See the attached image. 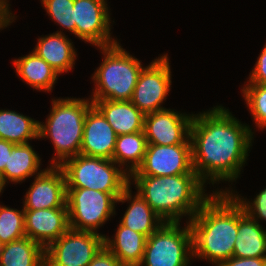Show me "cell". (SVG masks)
Masks as SVG:
<instances>
[{
  "label": "cell",
  "instance_id": "cell-1",
  "mask_svg": "<svg viewBox=\"0 0 266 266\" xmlns=\"http://www.w3.org/2000/svg\"><path fill=\"white\" fill-rule=\"evenodd\" d=\"M252 128L229 109L216 105L194 114L190 126L193 171L205 184L234 182L247 163L254 139Z\"/></svg>",
  "mask_w": 266,
  "mask_h": 266
},
{
  "label": "cell",
  "instance_id": "cell-2",
  "mask_svg": "<svg viewBox=\"0 0 266 266\" xmlns=\"http://www.w3.org/2000/svg\"><path fill=\"white\" fill-rule=\"evenodd\" d=\"M239 203L229 192H214L188 221L193 257L219 266L233 256L238 234Z\"/></svg>",
  "mask_w": 266,
  "mask_h": 266
},
{
  "label": "cell",
  "instance_id": "cell-3",
  "mask_svg": "<svg viewBox=\"0 0 266 266\" xmlns=\"http://www.w3.org/2000/svg\"><path fill=\"white\" fill-rule=\"evenodd\" d=\"M131 184L164 222H181L183 216H188L190 221L210 196L205 193L206 186L195 172L173 176H129Z\"/></svg>",
  "mask_w": 266,
  "mask_h": 266
},
{
  "label": "cell",
  "instance_id": "cell-4",
  "mask_svg": "<svg viewBox=\"0 0 266 266\" xmlns=\"http://www.w3.org/2000/svg\"><path fill=\"white\" fill-rule=\"evenodd\" d=\"M52 109L46 122H39V139H50L55 153L51 166H60L65 160L80 154L84 120L93 105L90 98L52 99Z\"/></svg>",
  "mask_w": 266,
  "mask_h": 266
},
{
  "label": "cell",
  "instance_id": "cell-5",
  "mask_svg": "<svg viewBox=\"0 0 266 266\" xmlns=\"http://www.w3.org/2000/svg\"><path fill=\"white\" fill-rule=\"evenodd\" d=\"M98 49L104 58L91 77L95 87L90 99L131 101L144 68L141 60L130 55L119 42Z\"/></svg>",
  "mask_w": 266,
  "mask_h": 266
},
{
  "label": "cell",
  "instance_id": "cell-6",
  "mask_svg": "<svg viewBox=\"0 0 266 266\" xmlns=\"http://www.w3.org/2000/svg\"><path fill=\"white\" fill-rule=\"evenodd\" d=\"M66 188H88L109 194H122L129 186V175L113 160L78 154L59 166Z\"/></svg>",
  "mask_w": 266,
  "mask_h": 266
},
{
  "label": "cell",
  "instance_id": "cell-7",
  "mask_svg": "<svg viewBox=\"0 0 266 266\" xmlns=\"http://www.w3.org/2000/svg\"><path fill=\"white\" fill-rule=\"evenodd\" d=\"M164 222L146 241L140 266H188L193 258L192 232L188 221Z\"/></svg>",
  "mask_w": 266,
  "mask_h": 266
},
{
  "label": "cell",
  "instance_id": "cell-8",
  "mask_svg": "<svg viewBox=\"0 0 266 266\" xmlns=\"http://www.w3.org/2000/svg\"><path fill=\"white\" fill-rule=\"evenodd\" d=\"M69 227L78 231L98 233L115 215L117 199L121 194H109L88 188H66Z\"/></svg>",
  "mask_w": 266,
  "mask_h": 266
},
{
  "label": "cell",
  "instance_id": "cell-9",
  "mask_svg": "<svg viewBox=\"0 0 266 266\" xmlns=\"http://www.w3.org/2000/svg\"><path fill=\"white\" fill-rule=\"evenodd\" d=\"M104 236L70 228L45 249V266H87L104 247Z\"/></svg>",
  "mask_w": 266,
  "mask_h": 266
},
{
  "label": "cell",
  "instance_id": "cell-10",
  "mask_svg": "<svg viewBox=\"0 0 266 266\" xmlns=\"http://www.w3.org/2000/svg\"><path fill=\"white\" fill-rule=\"evenodd\" d=\"M168 54L156 57L139 74L131 102L145 115L166 109L162 106L171 89Z\"/></svg>",
  "mask_w": 266,
  "mask_h": 266
},
{
  "label": "cell",
  "instance_id": "cell-11",
  "mask_svg": "<svg viewBox=\"0 0 266 266\" xmlns=\"http://www.w3.org/2000/svg\"><path fill=\"white\" fill-rule=\"evenodd\" d=\"M75 36L96 47L118 41L111 35V18L107 0H74Z\"/></svg>",
  "mask_w": 266,
  "mask_h": 266
},
{
  "label": "cell",
  "instance_id": "cell-12",
  "mask_svg": "<svg viewBox=\"0 0 266 266\" xmlns=\"http://www.w3.org/2000/svg\"><path fill=\"white\" fill-rule=\"evenodd\" d=\"M193 171L191 144H147L140 167L130 176H173Z\"/></svg>",
  "mask_w": 266,
  "mask_h": 266
},
{
  "label": "cell",
  "instance_id": "cell-13",
  "mask_svg": "<svg viewBox=\"0 0 266 266\" xmlns=\"http://www.w3.org/2000/svg\"><path fill=\"white\" fill-rule=\"evenodd\" d=\"M194 114L163 109L145 114L143 131L147 144H191L190 126Z\"/></svg>",
  "mask_w": 266,
  "mask_h": 266
},
{
  "label": "cell",
  "instance_id": "cell-14",
  "mask_svg": "<svg viewBox=\"0 0 266 266\" xmlns=\"http://www.w3.org/2000/svg\"><path fill=\"white\" fill-rule=\"evenodd\" d=\"M66 181L59 166H51L39 175L28 188L23 200L24 210H39L46 208H67Z\"/></svg>",
  "mask_w": 266,
  "mask_h": 266
},
{
  "label": "cell",
  "instance_id": "cell-15",
  "mask_svg": "<svg viewBox=\"0 0 266 266\" xmlns=\"http://www.w3.org/2000/svg\"><path fill=\"white\" fill-rule=\"evenodd\" d=\"M24 220L26 237L44 249L70 229L68 208L24 210Z\"/></svg>",
  "mask_w": 266,
  "mask_h": 266
},
{
  "label": "cell",
  "instance_id": "cell-16",
  "mask_svg": "<svg viewBox=\"0 0 266 266\" xmlns=\"http://www.w3.org/2000/svg\"><path fill=\"white\" fill-rule=\"evenodd\" d=\"M117 134L102 115L92 105L84 120L83 140L80 154L89 157L111 159L115 150Z\"/></svg>",
  "mask_w": 266,
  "mask_h": 266
},
{
  "label": "cell",
  "instance_id": "cell-17",
  "mask_svg": "<svg viewBox=\"0 0 266 266\" xmlns=\"http://www.w3.org/2000/svg\"><path fill=\"white\" fill-rule=\"evenodd\" d=\"M33 51L44 59L59 75L71 71L77 58L71 39L61 30L37 39Z\"/></svg>",
  "mask_w": 266,
  "mask_h": 266
},
{
  "label": "cell",
  "instance_id": "cell-18",
  "mask_svg": "<svg viewBox=\"0 0 266 266\" xmlns=\"http://www.w3.org/2000/svg\"><path fill=\"white\" fill-rule=\"evenodd\" d=\"M117 136L143 131L144 114L131 101L91 100Z\"/></svg>",
  "mask_w": 266,
  "mask_h": 266
},
{
  "label": "cell",
  "instance_id": "cell-19",
  "mask_svg": "<svg viewBox=\"0 0 266 266\" xmlns=\"http://www.w3.org/2000/svg\"><path fill=\"white\" fill-rule=\"evenodd\" d=\"M131 192V185H129L117 199V203L123 204L127 201L129 203L120 223L148 238L164 221L138 193L133 196Z\"/></svg>",
  "mask_w": 266,
  "mask_h": 266
},
{
  "label": "cell",
  "instance_id": "cell-20",
  "mask_svg": "<svg viewBox=\"0 0 266 266\" xmlns=\"http://www.w3.org/2000/svg\"><path fill=\"white\" fill-rule=\"evenodd\" d=\"M233 257L266 258V229L251 219L239 204V222Z\"/></svg>",
  "mask_w": 266,
  "mask_h": 266
},
{
  "label": "cell",
  "instance_id": "cell-21",
  "mask_svg": "<svg viewBox=\"0 0 266 266\" xmlns=\"http://www.w3.org/2000/svg\"><path fill=\"white\" fill-rule=\"evenodd\" d=\"M117 226L113 239L104 236V246L123 266H140L147 237L123 226L120 222Z\"/></svg>",
  "mask_w": 266,
  "mask_h": 266
},
{
  "label": "cell",
  "instance_id": "cell-22",
  "mask_svg": "<svg viewBox=\"0 0 266 266\" xmlns=\"http://www.w3.org/2000/svg\"><path fill=\"white\" fill-rule=\"evenodd\" d=\"M17 75L35 90L48 92L56 84L59 74L34 51L13 60Z\"/></svg>",
  "mask_w": 266,
  "mask_h": 266
},
{
  "label": "cell",
  "instance_id": "cell-23",
  "mask_svg": "<svg viewBox=\"0 0 266 266\" xmlns=\"http://www.w3.org/2000/svg\"><path fill=\"white\" fill-rule=\"evenodd\" d=\"M41 163L40 156L30 143L16 144L9 155L8 165L1 173L5 186L9 181L13 184L22 183L27 178L41 174L45 170H41Z\"/></svg>",
  "mask_w": 266,
  "mask_h": 266
},
{
  "label": "cell",
  "instance_id": "cell-24",
  "mask_svg": "<svg viewBox=\"0 0 266 266\" xmlns=\"http://www.w3.org/2000/svg\"><path fill=\"white\" fill-rule=\"evenodd\" d=\"M0 266H45V249L25 236L2 245Z\"/></svg>",
  "mask_w": 266,
  "mask_h": 266
},
{
  "label": "cell",
  "instance_id": "cell-25",
  "mask_svg": "<svg viewBox=\"0 0 266 266\" xmlns=\"http://www.w3.org/2000/svg\"><path fill=\"white\" fill-rule=\"evenodd\" d=\"M39 120L13 110H0V139L14 144H27L39 139Z\"/></svg>",
  "mask_w": 266,
  "mask_h": 266
},
{
  "label": "cell",
  "instance_id": "cell-26",
  "mask_svg": "<svg viewBox=\"0 0 266 266\" xmlns=\"http://www.w3.org/2000/svg\"><path fill=\"white\" fill-rule=\"evenodd\" d=\"M146 148L147 140L144 131L119 135L112 160L130 176L142 164Z\"/></svg>",
  "mask_w": 266,
  "mask_h": 266
},
{
  "label": "cell",
  "instance_id": "cell-27",
  "mask_svg": "<svg viewBox=\"0 0 266 266\" xmlns=\"http://www.w3.org/2000/svg\"><path fill=\"white\" fill-rule=\"evenodd\" d=\"M24 208L18 210L0 204V243L22 239L25 234Z\"/></svg>",
  "mask_w": 266,
  "mask_h": 266
},
{
  "label": "cell",
  "instance_id": "cell-28",
  "mask_svg": "<svg viewBox=\"0 0 266 266\" xmlns=\"http://www.w3.org/2000/svg\"><path fill=\"white\" fill-rule=\"evenodd\" d=\"M246 107L258 129L266 128V85L247 83L241 89Z\"/></svg>",
  "mask_w": 266,
  "mask_h": 266
},
{
  "label": "cell",
  "instance_id": "cell-29",
  "mask_svg": "<svg viewBox=\"0 0 266 266\" xmlns=\"http://www.w3.org/2000/svg\"><path fill=\"white\" fill-rule=\"evenodd\" d=\"M50 18L75 35L74 0H40Z\"/></svg>",
  "mask_w": 266,
  "mask_h": 266
},
{
  "label": "cell",
  "instance_id": "cell-30",
  "mask_svg": "<svg viewBox=\"0 0 266 266\" xmlns=\"http://www.w3.org/2000/svg\"><path fill=\"white\" fill-rule=\"evenodd\" d=\"M226 189H216L215 192H229L237 202L242 206L244 212L251 218L259 223L260 220L266 221V188L259 192L253 200H247L239 196L237 191L230 190L228 187ZM233 192V193H232ZM235 192V193H234ZM237 193V194H236Z\"/></svg>",
  "mask_w": 266,
  "mask_h": 266
},
{
  "label": "cell",
  "instance_id": "cell-31",
  "mask_svg": "<svg viewBox=\"0 0 266 266\" xmlns=\"http://www.w3.org/2000/svg\"><path fill=\"white\" fill-rule=\"evenodd\" d=\"M248 83L266 85V43L258 56L257 62L250 71Z\"/></svg>",
  "mask_w": 266,
  "mask_h": 266
},
{
  "label": "cell",
  "instance_id": "cell-32",
  "mask_svg": "<svg viewBox=\"0 0 266 266\" xmlns=\"http://www.w3.org/2000/svg\"><path fill=\"white\" fill-rule=\"evenodd\" d=\"M87 266H123L122 263L104 246Z\"/></svg>",
  "mask_w": 266,
  "mask_h": 266
},
{
  "label": "cell",
  "instance_id": "cell-33",
  "mask_svg": "<svg viewBox=\"0 0 266 266\" xmlns=\"http://www.w3.org/2000/svg\"><path fill=\"white\" fill-rule=\"evenodd\" d=\"M219 266H266V258H238L232 256Z\"/></svg>",
  "mask_w": 266,
  "mask_h": 266
},
{
  "label": "cell",
  "instance_id": "cell-34",
  "mask_svg": "<svg viewBox=\"0 0 266 266\" xmlns=\"http://www.w3.org/2000/svg\"><path fill=\"white\" fill-rule=\"evenodd\" d=\"M9 0H0V30L7 28V26H10L15 18V14H12L9 3Z\"/></svg>",
  "mask_w": 266,
  "mask_h": 266
},
{
  "label": "cell",
  "instance_id": "cell-35",
  "mask_svg": "<svg viewBox=\"0 0 266 266\" xmlns=\"http://www.w3.org/2000/svg\"><path fill=\"white\" fill-rule=\"evenodd\" d=\"M16 144L0 139V174L4 171L6 165H8L9 155H11L12 149Z\"/></svg>",
  "mask_w": 266,
  "mask_h": 266
},
{
  "label": "cell",
  "instance_id": "cell-36",
  "mask_svg": "<svg viewBox=\"0 0 266 266\" xmlns=\"http://www.w3.org/2000/svg\"><path fill=\"white\" fill-rule=\"evenodd\" d=\"M4 187H6V186L3 182L2 176L0 174V194L3 193L2 191L4 190Z\"/></svg>",
  "mask_w": 266,
  "mask_h": 266
}]
</instances>
